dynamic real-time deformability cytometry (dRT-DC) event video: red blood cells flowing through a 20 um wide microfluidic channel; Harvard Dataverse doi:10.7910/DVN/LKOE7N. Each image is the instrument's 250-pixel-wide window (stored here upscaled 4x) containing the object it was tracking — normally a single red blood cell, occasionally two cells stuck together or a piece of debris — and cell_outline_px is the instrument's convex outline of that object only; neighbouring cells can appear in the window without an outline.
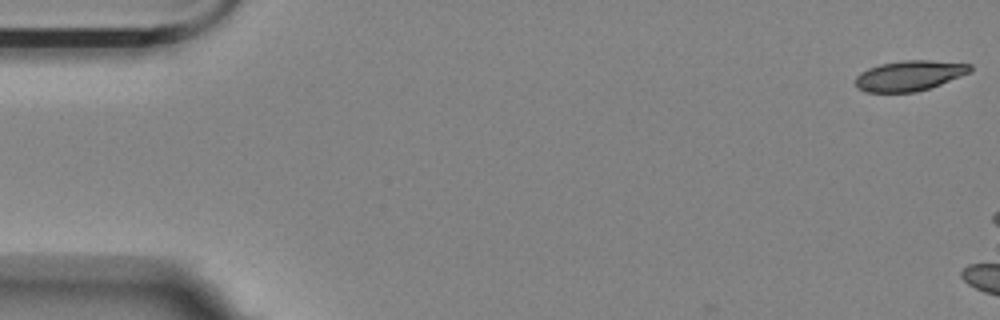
{"species": "Egyptian fruit bat (a non-hibernating species)", "species_latin": "Rousettus aegyptiacus", "temperature_condition": "room temperature", "stored_images_in_passage": 6, "camera_frame_rate_fps": 3000, "um_per_image_px": 0.085, "animal": {"sex": "female"}, "frame": {"image": 1, "passage_image": 1, "time_ms": 0.0, "image_size_px": [1000, 320], "cell_outline_px": [[972, 72], [940, 84], [916, 92], [864, 92], [856, 88], [856, 76], [860, 72], [868, 68], [880, 64], [904, 60], [932, 60], [972, 64]], "centroid_in_image_um": [77.3, 6.42], "position_along_channel_um": 7.7, "area_um2": 20.35}}